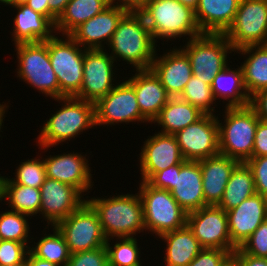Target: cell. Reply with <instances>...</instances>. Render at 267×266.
I'll use <instances>...</instances> for the list:
<instances>
[{
    "label": "cell",
    "mask_w": 267,
    "mask_h": 266,
    "mask_svg": "<svg viewBox=\"0 0 267 266\" xmlns=\"http://www.w3.org/2000/svg\"><path fill=\"white\" fill-rule=\"evenodd\" d=\"M107 47L114 61L122 59L136 70L150 69L157 52V44L139 11H128L122 17Z\"/></svg>",
    "instance_id": "obj_1"
},
{
    "label": "cell",
    "mask_w": 267,
    "mask_h": 266,
    "mask_svg": "<svg viewBox=\"0 0 267 266\" xmlns=\"http://www.w3.org/2000/svg\"><path fill=\"white\" fill-rule=\"evenodd\" d=\"M86 201L97 212L105 237H134L145 229L143 204L138 193L92 197ZM137 233V234H136Z\"/></svg>",
    "instance_id": "obj_2"
},
{
    "label": "cell",
    "mask_w": 267,
    "mask_h": 266,
    "mask_svg": "<svg viewBox=\"0 0 267 266\" xmlns=\"http://www.w3.org/2000/svg\"><path fill=\"white\" fill-rule=\"evenodd\" d=\"M61 103V109L46 120L37 142L41 150L58 146L62 142L82 134L85 130L95 127V105L76 97L55 98ZM41 146V147H40Z\"/></svg>",
    "instance_id": "obj_3"
},
{
    "label": "cell",
    "mask_w": 267,
    "mask_h": 266,
    "mask_svg": "<svg viewBox=\"0 0 267 266\" xmlns=\"http://www.w3.org/2000/svg\"><path fill=\"white\" fill-rule=\"evenodd\" d=\"M157 43V39L175 40L186 37L190 40L201 35L195 12L178 0H148L139 10ZM189 38V39H188Z\"/></svg>",
    "instance_id": "obj_4"
},
{
    "label": "cell",
    "mask_w": 267,
    "mask_h": 266,
    "mask_svg": "<svg viewBox=\"0 0 267 266\" xmlns=\"http://www.w3.org/2000/svg\"><path fill=\"white\" fill-rule=\"evenodd\" d=\"M224 114L223 124L217 115L219 152L245 163L252 158L256 128L260 119L250 105L225 107Z\"/></svg>",
    "instance_id": "obj_5"
},
{
    "label": "cell",
    "mask_w": 267,
    "mask_h": 266,
    "mask_svg": "<svg viewBox=\"0 0 267 266\" xmlns=\"http://www.w3.org/2000/svg\"><path fill=\"white\" fill-rule=\"evenodd\" d=\"M139 184L146 231L159 237L186 226L187 213L168 190L155 188L147 181Z\"/></svg>",
    "instance_id": "obj_6"
},
{
    "label": "cell",
    "mask_w": 267,
    "mask_h": 266,
    "mask_svg": "<svg viewBox=\"0 0 267 266\" xmlns=\"http://www.w3.org/2000/svg\"><path fill=\"white\" fill-rule=\"evenodd\" d=\"M56 35L55 33L45 42L50 63L59 82V98L75 97L83 82L85 49L69 35H62V38Z\"/></svg>",
    "instance_id": "obj_7"
},
{
    "label": "cell",
    "mask_w": 267,
    "mask_h": 266,
    "mask_svg": "<svg viewBox=\"0 0 267 266\" xmlns=\"http://www.w3.org/2000/svg\"><path fill=\"white\" fill-rule=\"evenodd\" d=\"M15 45L17 77L52 99L59 98V82L53 71L45 41Z\"/></svg>",
    "instance_id": "obj_8"
},
{
    "label": "cell",
    "mask_w": 267,
    "mask_h": 266,
    "mask_svg": "<svg viewBox=\"0 0 267 266\" xmlns=\"http://www.w3.org/2000/svg\"><path fill=\"white\" fill-rule=\"evenodd\" d=\"M192 68V75L211 85L217 73L228 66L227 57L235 49L224 34L202 33L188 40L183 48Z\"/></svg>",
    "instance_id": "obj_9"
},
{
    "label": "cell",
    "mask_w": 267,
    "mask_h": 266,
    "mask_svg": "<svg viewBox=\"0 0 267 266\" xmlns=\"http://www.w3.org/2000/svg\"><path fill=\"white\" fill-rule=\"evenodd\" d=\"M55 226L64 236L71 254L97 249L107 242L99 216L87 201Z\"/></svg>",
    "instance_id": "obj_10"
},
{
    "label": "cell",
    "mask_w": 267,
    "mask_h": 266,
    "mask_svg": "<svg viewBox=\"0 0 267 266\" xmlns=\"http://www.w3.org/2000/svg\"><path fill=\"white\" fill-rule=\"evenodd\" d=\"M224 35L235 50L247 45L267 44V0H241Z\"/></svg>",
    "instance_id": "obj_11"
},
{
    "label": "cell",
    "mask_w": 267,
    "mask_h": 266,
    "mask_svg": "<svg viewBox=\"0 0 267 266\" xmlns=\"http://www.w3.org/2000/svg\"><path fill=\"white\" fill-rule=\"evenodd\" d=\"M95 105V125H115L118 123H149L140 112L134 87L127 81H120Z\"/></svg>",
    "instance_id": "obj_12"
},
{
    "label": "cell",
    "mask_w": 267,
    "mask_h": 266,
    "mask_svg": "<svg viewBox=\"0 0 267 266\" xmlns=\"http://www.w3.org/2000/svg\"><path fill=\"white\" fill-rule=\"evenodd\" d=\"M107 49H85L83 63V82L78 99L96 103L107 95L116 85L113 57ZM114 74V75H113Z\"/></svg>",
    "instance_id": "obj_13"
},
{
    "label": "cell",
    "mask_w": 267,
    "mask_h": 266,
    "mask_svg": "<svg viewBox=\"0 0 267 266\" xmlns=\"http://www.w3.org/2000/svg\"><path fill=\"white\" fill-rule=\"evenodd\" d=\"M186 225L203 248H217L233 253L227 213L219 206L207 205L187 214Z\"/></svg>",
    "instance_id": "obj_14"
},
{
    "label": "cell",
    "mask_w": 267,
    "mask_h": 266,
    "mask_svg": "<svg viewBox=\"0 0 267 266\" xmlns=\"http://www.w3.org/2000/svg\"><path fill=\"white\" fill-rule=\"evenodd\" d=\"M174 136L185 160L199 161L220 154L215 114H204L195 123L177 131Z\"/></svg>",
    "instance_id": "obj_15"
},
{
    "label": "cell",
    "mask_w": 267,
    "mask_h": 266,
    "mask_svg": "<svg viewBox=\"0 0 267 266\" xmlns=\"http://www.w3.org/2000/svg\"><path fill=\"white\" fill-rule=\"evenodd\" d=\"M40 192L42 200L39 214L47 221L44 230L50 224L55 226L86 201L75 187L50 178H46Z\"/></svg>",
    "instance_id": "obj_16"
},
{
    "label": "cell",
    "mask_w": 267,
    "mask_h": 266,
    "mask_svg": "<svg viewBox=\"0 0 267 266\" xmlns=\"http://www.w3.org/2000/svg\"><path fill=\"white\" fill-rule=\"evenodd\" d=\"M143 143L139 154L141 181H148L155 173L185 161L174 134L158 131Z\"/></svg>",
    "instance_id": "obj_17"
},
{
    "label": "cell",
    "mask_w": 267,
    "mask_h": 266,
    "mask_svg": "<svg viewBox=\"0 0 267 266\" xmlns=\"http://www.w3.org/2000/svg\"><path fill=\"white\" fill-rule=\"evenodd\" d=\"M127 9L110 4L101 13L76 27L69 36L84 49H106ZM104 44H103V43Z\"/></svg>",
    "instance_id": "obj_18"
},
{
    "label": "cell",
    "mask_w": 267,
    "mask_h": 266,
    "mask_svg": "<svg viewBox=\"0 0 267 266\" xmlns=\"http://www.w3.org/2000/svg\"><path fill=\"white\" fill-rule=\"evenodd\" d=\"M68 153L43 158L46 177L75 187L81 194L88 192L94 182L87 155Z\"/></svg>",
    "instance_id": "obj_19"
},
{
    "label": "cell",
    "mask_w": 267,
    "mask_h": 266,
    "mask_svg": "<svg viewBox=\"0 0 267 266\" xmlns=\"http://www.w3.org/2000/svg\"><path fill=\"white\" fill-rule=\"evenodd\" d=\"M150 69L171 98L180 97L192 76L190 60L180 47H173L162 56L156 53Z\"/></svg>",
    "instance_id": "obj_20"
},
{
    "label": "cell",
    "mask_w": 267,
    "mask_h": 266,
    "mask_svg": "<svg viewBox=\"0 0 267 266\" xmlns=\"http://www.w3.org/2000/svg\"><path fill=\"white\" fill-rule=\"evenodd\" d=\"M226 213L231 242L239 248L267 219V198L255 193Z\"/></svg>",
    "instance_id": "obj_21"
},
{
    "label": "cell",
    "mask_w": 267,
    "mask_h": 266,
    "mask_svg": "<svg viewBox=\"0 0 267 266\" xmlns=\"http://www.w3.org/2000/svg\"><path fill=\"white\" fill-rule=\"evenodd\" d=\"M135 72L127 81L134 87L141 115L152 125L171 97L151 69Z\"/></svg>",
    "instance_id": "obj_22"
},
{
    "label": "cell",
    "mask_w": 267,
    "mask_h": 266,
    "mask_svg": "<svg viewBox=\"0 0 267 266\" xmlns=\"http://www.w3.org/2000/svg\"><path fill=\"white\" fill-rule=\"evenodd\" d=\"M170 193L187 214L206 206L200 160L181 162L180 173H176L175 188Z\"/></svg>",
    "instance_id": "obj_23"
},
{
    "label": "cell",
    "mask_w": 267,
    "mask_h": 266,
    "mask_svg": "<svg viewBox=\"0 0 267 266\" xmlns=\"http://www.w3.org/2000/svg\"><path fill=\"white\" fill-rule=\"evenodd\" d=\"M240 162L221 154L200 160L205 205L217 206L234 168Z\"/></svg>",
    "instance_id": "obj_24"
},
{
    "label": "cell",
    "mask_w": 267,
    "mask_h": 266,
    "mask_svg": "<svg viewBox=\"0 0 267 266\" xmlns=\"http://www.w3.org/2000/svg\"><path fill=\"white\" fill-rule=\"evenodd\" d=\"M241 0H199L195 12L202 33L224 34L231 26Z\"/></svg>",
    "instance_id": "obj_25"
},
{
    "label": "cell",
    "mask_w": 267,
    "mask_h": 266,
    "mask_svg": "<svg viewBox=\"0 0 267 266\" xmlns=\"http://www.w3.org/2000/svg\"><path fill=\"white\" fill-rule=\"evenodd\" d=\"M12 7L17 11L13 18V31L10 32L14 44L46 41L56 33L54 24L47 17L26 4Z\"/></svg>",
    "instance_id": "obj_26"
},
{
    "label": "cell",
    "mask_w": 267,
    "mask_h": 266,
    "mask_svg": "<svg viewBox=\"0 0 267 266\" xmlns=\"http://www.w3.org/2000/svg\"><path fill=\"white\" fill-rule=\"evenodd\" d=\"M235 52L246 57L241 68L245 89L251 97L256 92L267 89V44L247 45Z\"/></svg>",
    "instance_id": "obj_27"
},
{
    "label": "cell",
    "mask_w": 267,
    "mask_h": 266,
    "mask_svg": "<svg viewBox=\"0 0 267 266\" xmlns=\"http://www.w3.org/2000/svg\"><path fill=\"white\" fill-rule=\"evenodd\" d=\"M166 245L165 266H188L203 247L186 225L183 228L159 236Z\"/></svg>",
    "instance_id": "obj_28"
},
{
    "label": "cell",
    "mask_w": 267,
    "mask_h": 266,
    "mask_svg": "<svg viewBox=\"0 0 267 266\" xmlns=\"http://www.w3.org/2000/svg\"><path fill=\"white\" fill-rule=\"evenodd\" d=\"M215 100L221 98L224 107H245L250 104V97L243 82L241 66L233 70L229 65L217 73L211 84Z\"/></svg>",
    "instance_id": "obj_29"
},
{
    "label": "cell",
    "mask_w": 267,
    "mask_h": 266,
    "mask_svg": "<svg viewBox=\"0 0 267 266\" xmlns=\"http://www.w3.org/2000/svg\"><path fill=\"white\" fill-rule=\"evenodd\" d=\"M204 113L179 97L170 98L152 123H157L161 133L175 134L199 120Z\"/></svg>",
    "instance_id": "obj_30"
},
{
    "label": "cell",
    "mask_w": 267,
    "mask_h": 266,
    "mask_svg": "<svg viewBox=\"0 0 267 266\" xmlns=\"http://www.w3.org/2000/svg\"><path fill=\"white\" fill-rule=\"evenodd\" d=\"M109 5V0H70L54 24L55 32L69 35L76 27L101 13Z\"/></svg>",
    "instance_id": "obj_31"
},
{
    "label": "cell",
    "mask_w": 267,
    "mask_h": 266,
    "mask_svg": "<svg viewBox=\"0 0 267 266\" xmlns=\"http://www.w3.org/2000/svg\"><path fill=\"white\" fill-rule=\"evenodd\" d=\"M256 193L253 173L246 163L240 162L232 171L223 197L217 205L225 212L239 206Z\"/></svg>",
    "instance_id": "obj_32"
},
{
    "label": "cell",
    "mask_w": 267,
    "mask_h": 266,
    "mask_svg": "<svg viewBox=\"0 0 267 266\" xmlns=\"http://www.w3.org/2000/svg\"><path fill=\"white\" fill-rule=\"evenodd\" d=\"M51 227L53 233L47 235L45 232L44 236L38 242H34V245L32 244L29 251L37 258L47 260L58 266H66L71 253L61 232L56 226Z\"/></svg>",
    "instance_id": "obj_33"
},
{
    "label": "cell",
    "mask_w": 267,
    "mask_h": 266,
    "mask_svg": "<svg viewBox=\"0 0 267 266\" xmlns=\"http://www.w3.org/2000/svg\"><path fill=\"white\" fill-rule=\"evenodd\" d=\"M8 201V207L29 216H37L40 213L41 192L38 188H32L20 184H5L4 201Z\"/></svg>",
    "instance_id": "obj_34"
},
{
    "label": "cell",
    "mask_w": 267,
    "mask_h": 266,
    "mask_svg": "<svg viewBox=\"0 0 267 266\" xmlns=\"http://www.w3.org/2000/svg\"><path fill=\"white\" fill-rule=\"evenodd\" d=\"M115 240L117 241L113 245L110 239L105 244L108 253V266H142L136 237L115 238Z\"/></svg>",
    "instance_id": "obj_35"
},
{
    "label": "cell",
    "mask_w": 267,
    "mask_h": 266,
    "mask_svg": "<svg viewBox=\"0 0 267 266\" xmlns=\"http://www.w3.org/2000/svg\"><path fill=\"white\" fill-rule=\"evenodd\" d=\"M29 215L8 210L0 213V240H11L28 245L30 242Z\"/></svg>",
    "instance_id": "obj_36"
},
{
    "label": "cell",
    "mask_w": 267,
    "mask_h": 266,
    "mask_svg": "<svg viewBox=\"0 0 267 266\" xmlns=\"http://www.w3.org/2000/svg\"><path fill=\"white\" fill-rule=\"evenodd\" d=\"M179 98L197 107L204 114L214 115L215 107L213 104L216 103V100L213 96L211 85L194 75L187 82Z\"/></svg>",
    "instance_id": "obj_37"
},
{
    "label": "cell",
    "mask_w": 267,
    "mask_h": 266,
    "mask_svg": "<svg viewBox=\"0 0 267 266\" xmlns=\"http://www.w3.org/2000/svg\"><path fill=\"white\" fill-rule=\"evenodd\" d=\"M15 174L16 178L7 177L5 184H20L40 189L47 178L44 162L38 157L20 162V165L16 167Z\"/></svg>",
    "instance_id": "obj_38"
},
{
    "label": "cell",
    "mask_w": 267,
    "mask_h": 266,
    "mask_svg": "<svg viewBox=\"0 0 267 266\" xmlns=\"http://www.w3.org/2000/svg\"><path fill=\"white\" fill-rule=\"evenodd\" d=\"M239 249L254 257L267 258V219L243 242Z\"/></svg>",
    "instance_id": "obj_39"
},
{
    "label": "cell",
    "mask_w": 267,
    "mask_h": 266,
    "mask_svg": "<svg viewBox=\"0 0 267 266\" xmlns=\"http://www.w3.org/2000/svg\"><path fill=\"white\" fill-rule=\"evenodd\" d=\"M29 247L17 241L0 240V266L26 263Z\"/></svg>",
    "instance_id": "obj_40"
},
{
    "label": "cell",
    "mask_w": 267,
    "mask_h": 266,
    "mask_svg": "<svg viewBox=\"0 0 267 266\" xmlns=\"http://www.w3.org/2000/svg\"><path fill=\"white\" fill-rule=\"evenodd\" d=\"M232 253L217 248H203L188 266H228Z\"/></svg>",
    "instance_id": "obj_41"
},
{
    "label": "cell",
    "mask_w": 267,
    "mask_h": 266,
    "mask_svg": "<svg viewBox=\"0 0 267 266\" xmlns=\"http://www.w3.org/2000/svg\"><path fill=\"white\" fill-rule=\"evenodd\" d=\"M66 266H108L106 246L71 254Z\"/></svg>",
    "instance_id": "obj_42"
},
{
    "label": "cell",
    "mask_w": 267,
    "mask_h": 266,
    "mask_svg": "<svg viewBox=\"0 0 267 266\" xmlns=\"http://www.w3.org/2000/svg\"><path fill=\"white\" fill-rule=\"evenodd\" d=\"M245 163L253 173L256 193L267 198V156L252 157Z\"/></svg>",
    "instance_id": "obj_43"
},
{
    "label": "cell",
    "mask_w": 267,
    "mask_h": 266,
    "mask_svg": "<svg viewBox=\"0 0 267 266\" xmlns=\"http://www.w3.org/2000/svg\"><path fill=\"white\" fill-rule=\"evenodd\" d=\"M181 163L155 173L147 182L159 189L168 190L175 188L176 173H180Z\"/></svg>",
    "instance_id": "obj_44"
},
{
    "label": "cell",
    "mask_w": 267,
    "mask_h": 266,
    "mask_svg": "<svg viewBox=\"0 0 267 266\" xmlns=\"http://www.w3.org/2000/svg\"><path fill=\"white\" fill-rule=\"evenodd\" d=\"M267 156V122L259 120L255 133L252 157Z\"/></svg>",
    "instance_id": "obj_45"
},
{
    "label": "cell",
    "mask_w": 267,
    "mask_h": 266,
    "mask_svg": "<svg viewBox=\"0 0 267 266\" xmlns=\"http://www.w3.org/2000/svg\"><path fill=\"white\" fill-rule=\"evenodd\" d=\"M249 105L254 109L260 120L267 122V89L252 95Z\"/></svg>",
    "instance_id": "obj_46"
},
{
    "label": "cell",
    "mask_w": 267,
    "mask_h": 266,
    "mask_svg": "<svg viewBox=\"0 0 267 266\" xmlns=\"http://www.w3.org/2000/svg\"><path fill=\"white\" fill-rule=\"evenodd\" d=\"M232 262L236 266H267V258L248 255L243 253L239 248L232 253Z\"/></svg>",
    "instance_id": "obj_47"
},
{
    "label": "cell",
    "mask_w": 267,
    "mask_h": 266,
    "mask_svg": "<svg viewBox=\"0 0 267 266\" xmlns=\"http://www.w3.org/2000/svg\"><path fill=\"white\" fill-rule=\"evenodd\" d=\"M70 0H48L49 20L55 24L57 18L64 11Z\"/></svg>",
    "instance_id": "obj_48"
},
{
    "label": "cell",
    "mask_w": 267,
    "mask_h": 266,
    "mask_svg": "<svg viewBox=\"0 0 267 266\" xmlns=\"http://www.w3.org/2000/svg\"><path fill=\"white\" fill-rule=\"evenodd\" d=\"M109 1L110 4L123 7L128 11H139L147 3L148 0H109Z\"/></svg>",
    "instance_id": "obj_49"
},
{
    "label": "cell",
    "mask_w": 267,
    "mask_h": 266,
    "mask_svg": "<svg viewBox=\"0 0 267 266\" xmlns=\"http://www.w3.org/2000/svg\"><path fill=\"white\" fill-rule=\"evenodd\" d=\"M26 5L49 19L48 0H28Z\"/></svg>",
    "instance_id": "obj_50"
},
{
    "label": "cell",
    "mask_w": 267,
    "mask_h": 266,
    "mask_svg": "<svg viewBox=\"0 0 267 266\" xmlns=\"http://www.w3.org/2000/svg\"><path fill=\"white\" fill-rule=\"evenodd\" d=\"M26 266H58V265L41 258H37L29 251L26 257Z\"/></svg>",
    "instance_id": "obj_51"
},
{
    "label": "cell",
    "mask_w": 267,
    "mask_h": 266,
    "mask_svg": "<svg viewBox=\"0 0 267 266\" xmlns=\"http://www.w3.org/2000/svg\"><path fill=\"white\" fill-rule=\"evenodd\" d=\"M181 4H183L184 6H187L189 8H191L192 10H196L197 6H198V2L199 0H178Z\"/></svg>",
    "instance_id": "obj_52"
},
{
    "label": "cell",
    "mask_w": 267,
    "mask_h": 266,
    "mask_svg": "<svg viewBox=\"0 0 267 266\" xmlns=\"http://www.w3.org/2000/svg\"><path fill=\"white\" fill-rule=\"evenodd\" d=\"M2 103L3 104L0 103V132H2L1 129L3 128L2 126H4V125H2L4 123L3 120L5 118L4 114H6L5 112L8 109L7 107H9V105H7L6 103L5 104H4V102H2Z\"/></svg>",
    "instance_id": "obj_53"
},
{
    "label": "cell",
    "mask_w": 267,
    "mask_h": 266,
    "mask_svg": "<svg viewBox=\"0 0 267 266\" xmlns=\"http://www.w3.org/2000/svg\"><path fill=\"white\" fill-rule=\"evenodd\" d=\"M6 179H7L6 176H1V174H0V202H2V200H4Z\"/></svg>",
    "instance_id": "obj_54"
},
{
    "label": "cell",
    "mask_w": 267,
    "mask_h": 266,
    "mask_svg": "<svg viewBox=\"0 0 267 266\" xmlns=\"http://www.w3.org/2000/svg\"><path fill=\"white\" fill-rule=\"evenodd\" d=\"M28 2V0H8L7 5L11 6H18V5H25Z\"/></svg>",
    "instance_id": "obj_55"
},
{
    "label": "cell",
    "mask_w": 267,
    "mask_h": 266,
    "mask_svg": "<svg viewBox=\"0 0 267 266\" xmlns=\"http://www.w3.org/2000/svg\"><path fill=\"white\" fill-rule=\"evenodd\" d=\"M5 266H26V263H18V264L5 265Z\"/></svg>",
    "instance_id": "obj_56"
},
{
    "label": "cell",
    "mask_w": 267,
    "mask_h": 266,
    "mask_svg": "<svg viewBox=\"0 0 267 266\" xmlns=\"http://www.w3.org/2000/svg\"><path fill=\"white\" fill-rule=\"evenodd\" d=\"M7 2H8V0H0V3H3V4H5L4 6H6V5H7Z\"/></svg>",
    "instance_id": "obj_57"
},
{
    "label": "cell",
    "mask_w": 267,
    "mask_h": 266,
    "mask_svg": "<svg viewBox=\"0 0 267 266\" xmlns=\"http://www.w3.org/2000/svg\"><path fill=\"white\" fill-rule=\"evenodd\" d=\"M228 266H236V265L231 261Z\"/></svg>",
    "instance_id": "obj_58"
}]
</instances>
